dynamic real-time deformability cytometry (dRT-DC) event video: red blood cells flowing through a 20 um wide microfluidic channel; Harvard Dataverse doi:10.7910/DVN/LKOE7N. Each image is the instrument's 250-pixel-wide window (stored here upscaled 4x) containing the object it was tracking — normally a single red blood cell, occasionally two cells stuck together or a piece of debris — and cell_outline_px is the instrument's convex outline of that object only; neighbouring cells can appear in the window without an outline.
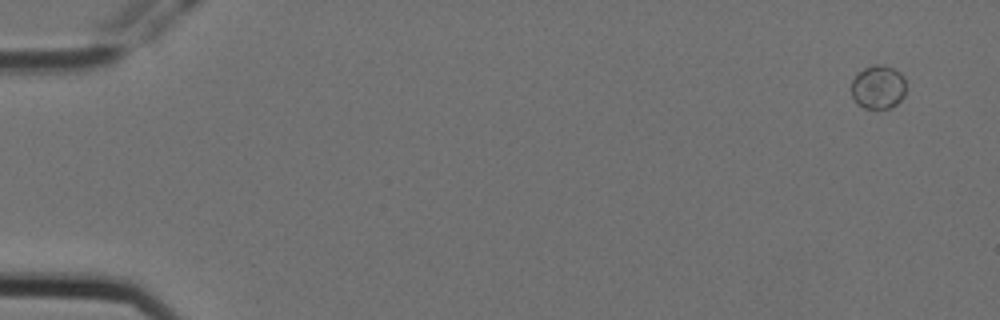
{"species": "Egyptian fruit bat (a non-hibernating species)", "species_latin": "Rousettus aegyptiacus", "temperature_condition": "cold", "stored_images_in_passage": 7, "camera_frame_rate_fps": 3000, "um_per_image_px": 0.085, "animal": {"sex": "female"}, "frame": {"image": 1, "passage_image": 1, "time_ms": 0.0, "image_size_px": [1000, 320], "cell_outline_px": [[904, 96], [896, 104], [888, 108], [864, 108], [852, 96], [852, 80], [864, 68], [876, 64], [880, 64], [892, 68], [900, 72], [904, 76]], "centroid_in_image_um": [74.66, 7.39], "position_along_channel_um": 10.3, "area_um2": 13.58}}
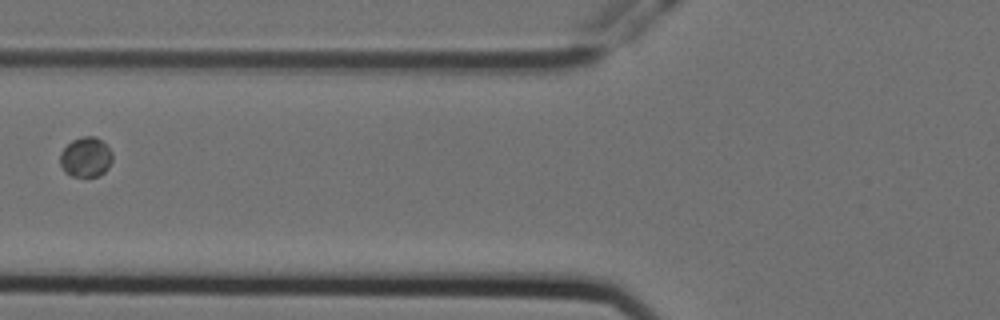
{"frame": {"image": 2, "passage_image": 6, "time_ms": 1.667, "image_size_px": [1000, 320], "cell_outline_px": [[112, 160], [108, 168], [100, 176], [72, 176], [64, 172], [60, 164], [60, 152], [72, 140], [80, 136], [96, 136], [112, 152]], "centroid_in_image_um": [7.28, 13.36], "position_along_channel_um": 118.5, "area_um2": 12.2}}
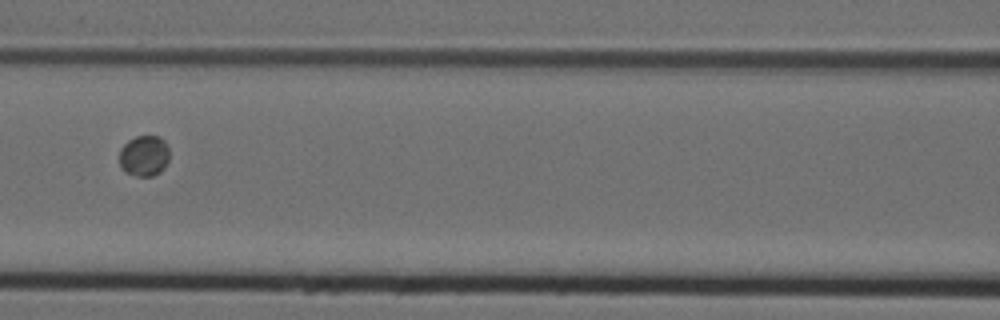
{"frame": {"image": 3, "passage_image": 7, "time_ms": 2.0, "image_size_px": [1000, 320], "cell_outline_px": [[168, 160], [164, 168], [160, 172], [152, 176], [136, 176], [124, 172], [120, 164], [120, 148], [128, 140], [136, 136], [160, 136], [164, 140], [168, 148]], "centroid_in_image_um": [12.24, 13.24], "position_along_channel_um": 154.4, "area_um2": 11.96}}